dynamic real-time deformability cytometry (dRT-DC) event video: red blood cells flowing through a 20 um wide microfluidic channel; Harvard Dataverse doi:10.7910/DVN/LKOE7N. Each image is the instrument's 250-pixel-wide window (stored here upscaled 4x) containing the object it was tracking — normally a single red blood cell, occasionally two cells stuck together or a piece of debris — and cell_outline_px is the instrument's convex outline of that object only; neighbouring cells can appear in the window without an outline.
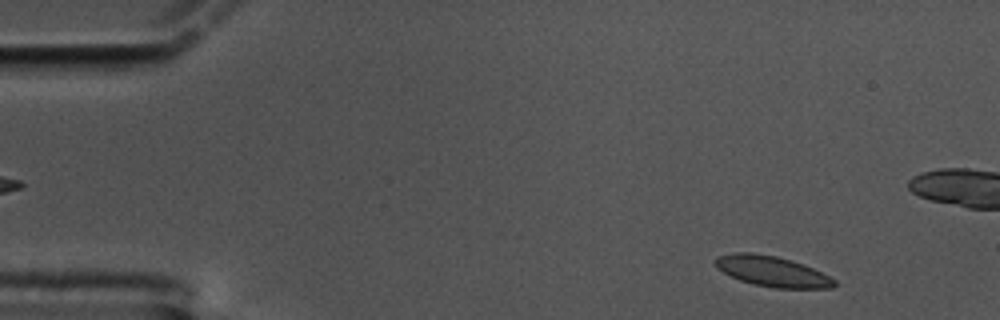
{"species": "common noctule bat (a hibernating species)", "species_latin": "Nyctalus noctula", "temperature_condition": "cold", "stored_images_in_passage": 58, "camera_frame_rate_fps": 3000, "um_per_image_px": 0.085, "animal": {"sex": "male", "body_mass_g": 17.5, "forearm_length_mm": 52.3}, "frame": {"image": 1, "passage_image": 4, "time_ms": 1.0, "image_size_px": [1000, 320], "cell_outline_px": [[836, 284], [832, 288], [776, 288], [752, 284], [740, 280], [724, 272], [716, 264], [716, 256], [736, 252], [752, 252], [776, 256], [792, 260], [804, 264], [836, 280]], "centroid_in_image_um": [65.65, 23.06], "position_along_channel_um": 19.3, "area_um2": 20.92}}
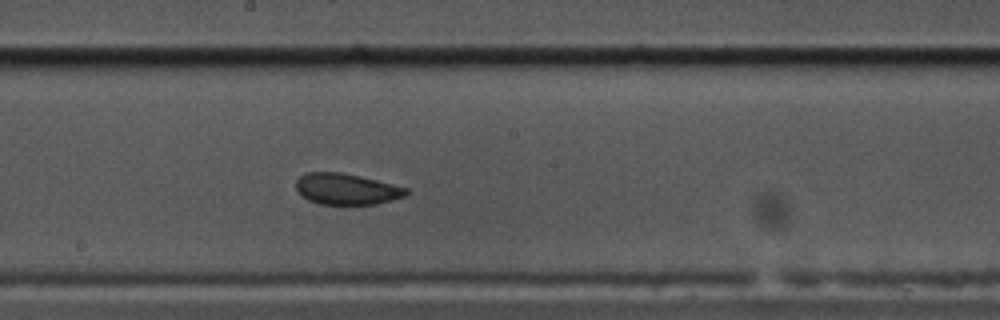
{"frame": {"image": 2, "passage_image": 30, "time_ms": 9.667, "image_size_px": [1000, 320], "cell_outline_px": [[408, 192], [404, 196], [392, 200], [376, 204], [320, 204], [308, 200], [296, 192], [296, 180], [300, 176], [308, 172], [340, 172], [360, 176], [408, 188]], "centroid_in_image_um": [29.41, 16.07], "position_along_channel_um": 218.8, "area_um2": 19.94}}
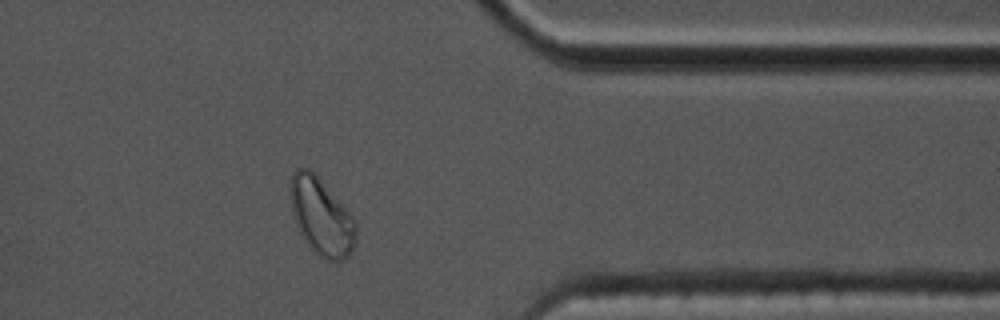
{"frame": {"image": 3, "passage_image": 46, "time_ms": 15.0, "image_size_px": [1000, 320], "cell_outline_px": [[356, 244], [352, 252], [344, 260], [324, 260], [308, 244], [300, 232], [296, 224], [292, 212], [288, 188], [292, 172], [296, 168], [308, 168], [316, 176], [356, 220]], "centroid_in_image_um": [27.3, 18.43], "position_along_channel_um": 384.1, "area_um2": 29.25}, "authors_computed_cell_mechanics": {"area_um2": 20.9236, "velocity_mm_per_s": 3.3334, "shape_relaxation_time_tau1_ms": 5.3556, "shape_relaxation_time_tau2_ms": 1.1014, "deformation_change_tau1": 0.0897, "deformation_change_tau2": 0.0532}}